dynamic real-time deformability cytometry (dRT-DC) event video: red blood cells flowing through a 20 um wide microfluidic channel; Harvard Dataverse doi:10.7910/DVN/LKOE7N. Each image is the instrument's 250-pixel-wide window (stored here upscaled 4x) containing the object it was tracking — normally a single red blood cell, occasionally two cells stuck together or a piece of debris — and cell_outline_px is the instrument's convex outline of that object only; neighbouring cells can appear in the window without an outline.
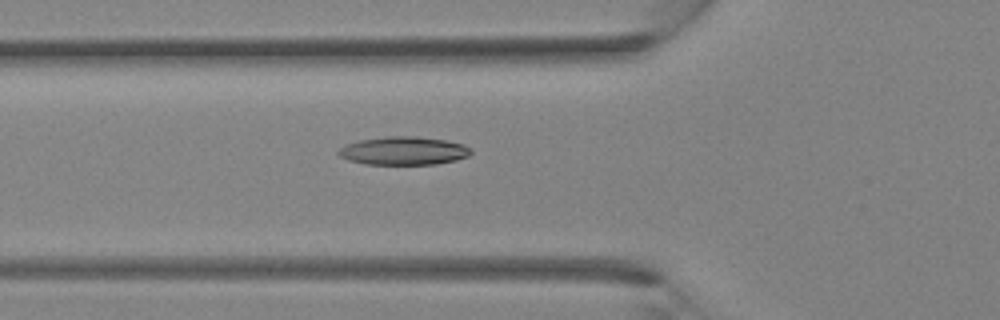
{"species": "Egyptian fruit bat (a non-hibernating species)", "species_latin": "Rousettus aegyptiacus", "temperature_condition": "room temperature", "stored_images_in_passage": 26, "camera_frame_rate_fps": 3000, "um_per_image_px": 0.085, "animal": {"sex": "female"}, "frame": {"image": 1, "passage_image": 5, "time_ms": 1.333, "image_size_px": [1000, 320], "cell_outline_px": [[472, 152], [468, 156], [456, 160], [436, 164], [364, 164], [348, 160], [340, 156], [336, 152], [344, 144], [360, 140], [388, 136], [412, 136], [444, 140], [464, 144], [472, 148]], "centroid_in_image_um": [34.3, 12.82], "position_along_channel_um": 91.5, "area_um2": 21.85}}
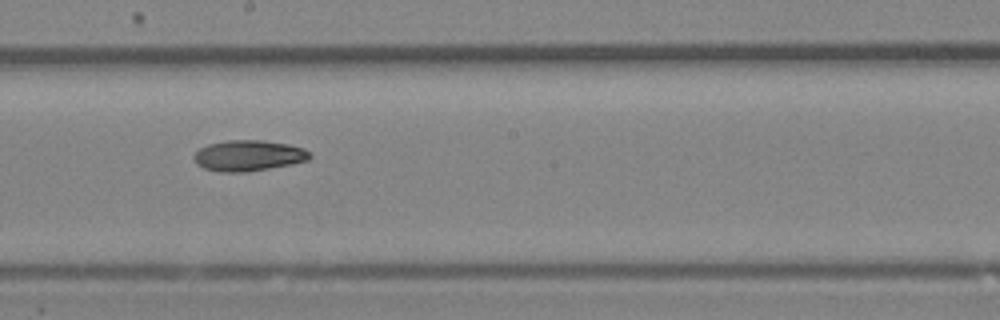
{"frame": {"image": 2, "passage_image": 12, "time_ms": 3.667, "image_size_px": [1000, 320], "cell_outline_px": [[312, 156], [308, 160], [292, 164], [244, 172], [220, 172], [204, 168], [196, 164], [192, 156], [200, 148], [208, 144], [228, 140], [260, 140], [288, 144], [304, 148]], "centroid_in_image_um": [21.1, 13.22], "position_along_channel_um": 227.1, "area_um2": 20.75}}
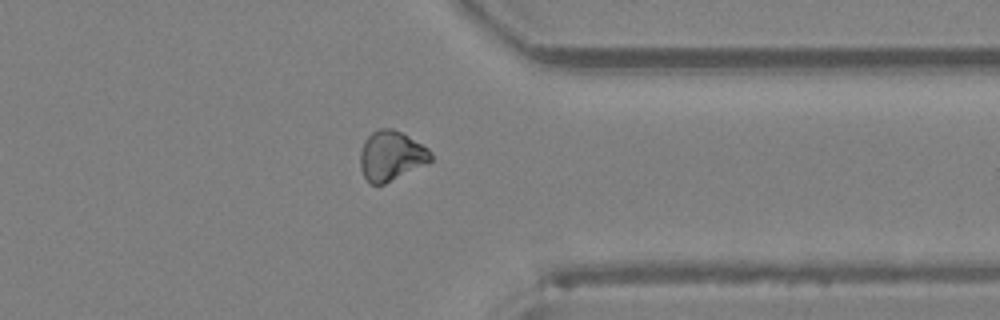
{"frame": {"image": 3, "passage_image": 20, "time_ms": 6.333, "image_size_px": [1000, 320], "cell_outline_px": [[432, 160], [384, 184], [372, 184], [364, 176], [360, 168], [360, 152], [368, 136], [372, 132], [380, 128], [392, 128], [408, 136], [428, 148], [432, 152]], "centroid_in_image_um": [33.24, 13.23], "position_along_channel_um": 378.2, "area_um2": 20.06}}